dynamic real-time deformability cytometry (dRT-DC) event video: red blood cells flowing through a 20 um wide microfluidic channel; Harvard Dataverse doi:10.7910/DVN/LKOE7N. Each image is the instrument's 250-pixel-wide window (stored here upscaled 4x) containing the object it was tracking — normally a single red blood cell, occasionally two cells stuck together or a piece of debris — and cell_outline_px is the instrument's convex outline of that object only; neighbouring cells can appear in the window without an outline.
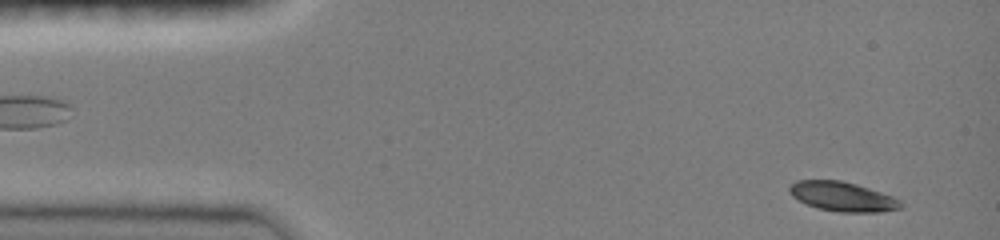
{"species": "common noctule bat (a hibernating species)", "species_latin": "Nyctalus noctula", "temperature_condition": "room temperature", "stored_images_in_passage": 44, "camera_frame_rate_fps": 3000, "um_per_image_px": 0.085, "animal": {"sex": "female", "body_mass_g": 19.0, "forearm_length_mm": 51.5}, "frame": {"image": 1, "passage_image": 2, "time_ms": 0.333, "image_size_px": [1000, 240], "cell_outline_px": [[904, 208], [880, 212], [836, 212], [820, 208], [808, 204], [792, 196], [788, 192], [788, 188], [796, 180], [840, 180], [856, 184], [892, 196], [900, 200], [904, 204]], "centroid_in_image_um": [71.64, 16.71], "position_along_channel_um": 13.4, "area_um2": 19.07}}
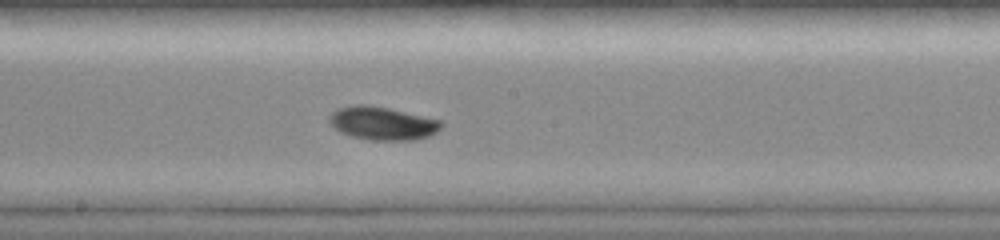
{"frame": {"image": 2, "passage_image": 24, "time_ms": 7.667, "image_size_px": [1000, 240], "cell_outline_px": [[444, 124], [436, 132], [428, 136], [416, 140], [368, 140], [352, 136], [340, 132], [328, 120], [328, 116], [332, 112], [340, 108], [356, 104], [368, 104], [388, 108], [440, 120]], "centroid_in_image_um": [32.5, 10.48], "position_along_channel_um": 215.7, "area_um2": 21.56}}
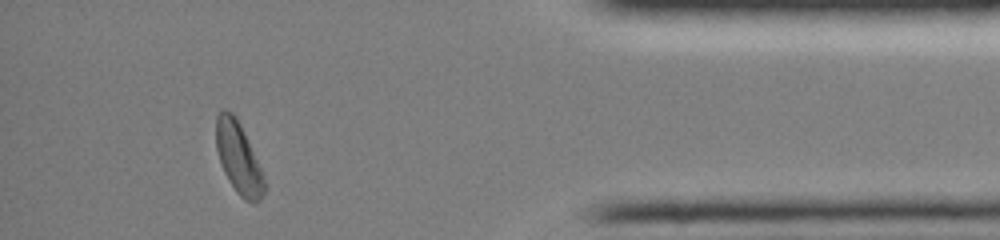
{"frame": {"image": 3, "passage_image": 41, "time_ms": 13.333, "image_size_px": [1000, 240], "cell_outline_px": [[264, 192], [260, 200], [256, 204], [252, 204], [244, 200], [236, 192], [228, 180], [224, 172], [216, 148], [216, 116], [224, 108], [232, 112], [236, 116], [244, 132], [264, 176]], "centroid_in_image_um": [20.26, 13.45], "position_along_channel_um": 414.9, "area_um2": 19.94}, "authors_computed_cell_mechanics": {"area_um2": 20.4323, "velocity_mm_per_s": 4.0602, "shape_relaxation_time_tau1_ms": 2.386, "shape_relaxation_time_tau2_ms": null, "deformation_change_tau1": 0.1232, "deformation_change_tau2": null}}